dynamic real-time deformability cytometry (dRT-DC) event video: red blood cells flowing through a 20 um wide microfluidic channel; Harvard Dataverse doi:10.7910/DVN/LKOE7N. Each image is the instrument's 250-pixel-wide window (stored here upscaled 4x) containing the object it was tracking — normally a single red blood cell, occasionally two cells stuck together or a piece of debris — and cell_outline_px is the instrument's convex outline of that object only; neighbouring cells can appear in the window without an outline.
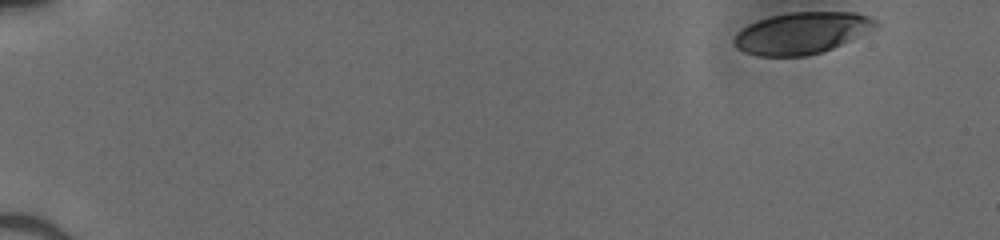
{"species": "human", "species_latin": "Homo sapiens", "temperature_condition": "cold", "stored_images_in_passage": 43, "camera_frame_rate_fps": 3000, "um_per_image_px": 0.085, "donor": {"sex": "male"}, "frame": {"image": 1, "passage_image": 1, "time_ms": 0.0, "image_size_px": [1000, 240], "cell_outline_px": [[876, 24], [848, 40], [832, 48], [820, 52], [804, 56], [756, 56], [744, 52], [732, 40], [748, 24], [772, 16], [788, 12], [856, 12], [868, 16]], "centroid_in_image_um": [68.06, 2.81], "position_along_channel_um": 16.9, "area_um2": 33.18}}
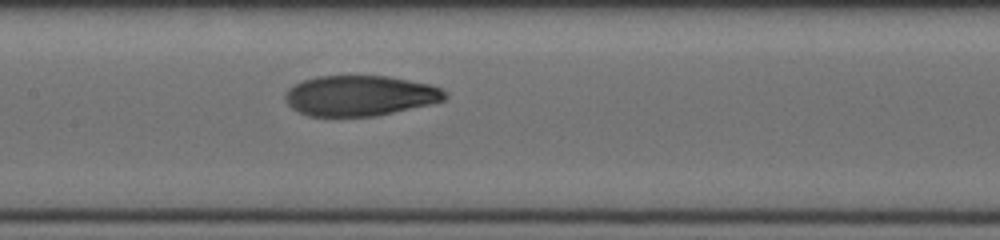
{"frame": {"image": 2, "passage_image": 24, "time_ms": 7.667, "image_size_px": [1000, 240], "cell_outline_px": [[448, 96], [444, 100], [428, 104], [376, 116], [308, 116], [292, 108], [288, 104], [284, 96], [284, 92], [288, 88], [300, 80], [316, 76], [388, 76], [428, 84], [440, 88], [448, 92]], "centroid_in_image_um": [30.55, 8.12], "position_along_channel_um": 176.8, "area_um2": 37.63}}
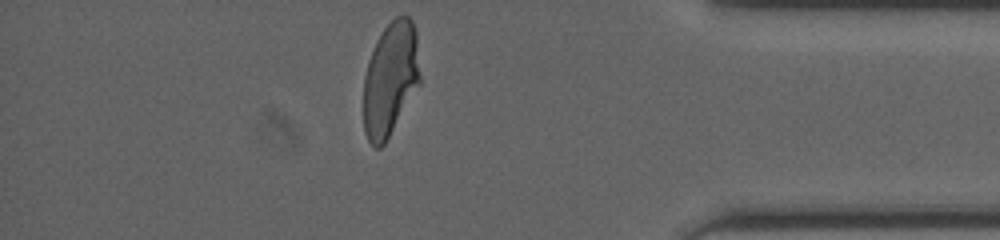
{"frame": {"image": 3, "passage_image": 42, "time_ms": 13.667, "image_size_px": [1000, 240], "cell_outline_px": [[420, 84], [384, 144], [380, 148], [376, 148], [368, 140], [364, 132], [364, 76], [368, 60], [376, 40], [384, 28], [396, 16], [408, 16], [412, 20], [416, 32], [420, 76]], "centroid_in_image_um": [33.18, 6.71], "position_along_channel_um": 402.0, "area_um2": 37.45}}